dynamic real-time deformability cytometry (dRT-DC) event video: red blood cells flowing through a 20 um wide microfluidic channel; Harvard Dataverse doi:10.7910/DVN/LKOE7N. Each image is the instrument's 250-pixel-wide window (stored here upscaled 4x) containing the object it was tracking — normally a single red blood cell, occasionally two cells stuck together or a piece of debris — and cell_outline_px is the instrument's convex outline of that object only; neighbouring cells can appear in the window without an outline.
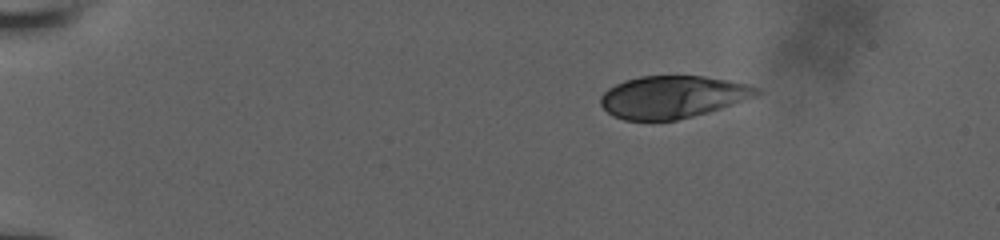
{"species": "human", "species_latin": "Homo sapiens", "temperature_condition": "room temperature", "stored_images_in_passage": 75, "camera_frame_rate_fps": 3000, "um_per_image_px": 0.085, "donor": {"sex": "male"}, "frame": {"image": 1, "passage_image": 1, "time_ms": 0.0, "image_size_px": [1000, 240], "cell_outline_px": [[760, 92], [756, 96], [708, 112], [676, 120], [624, 120], [612, 116], [600, 104], [600, 96], [608, 88], [624, 80], [640, 76], [704, 76], [728, 80], [748, 84], [760, 88]], "centroid_in_image_um": [57.15, 8.23], "position_along_channel_um": 27.9, "area_um2": 38.44}}
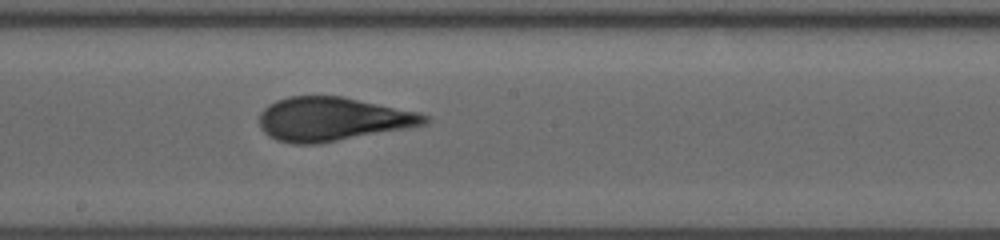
{"frame": {"image": 2, "passage_image": 38, "time_ms": 7.667, "image_size_px": [1000, 240], "cell_outline_px": [[432, 120], [428, 124], [408, 128], [316, 144], [292, 144], [276, 140], [268, 136], [260, 128], [260, 112], [268, 104], [276, 100], [288, 96], [344, 96], [420, 112], [428, 116]], "centroid_in_image_um": [28.28, 10.12], "position_along_channel_um": 219.9, "area_um2": 42.54}}
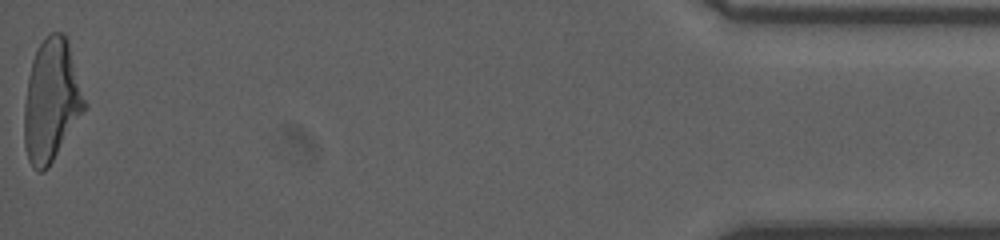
{"frame": {"image": 3, "passage_image": 75, "time_ms": 15.333, "image_size_px": [1000, 240], "cell_outline_px": [[88, 108], [48, 168], [44, 172], [36, 172], [32, 168], [28, 160], [24, 144], [24, 104], [28, 76], [32, 60], [40, 44], [48, 32], [64, 32], [68, 40], [88, 104]], "centroid_in_image_um": [4.4, 8.57], "position_along_channel_um": 430.8, "area_um2": 43.87}, "authors_computed_cell_mechanics": {"area_um2": 41.905, "velocity_mm_per_s": 3.8577, "shape_relaxation_time_tau1_ms": 5.8985, "shape_relaxation_time_tau2_ms": 0.9781, "deformation_change_tau1": 0.1981, "deformation_change_tau2": 0.0618}}